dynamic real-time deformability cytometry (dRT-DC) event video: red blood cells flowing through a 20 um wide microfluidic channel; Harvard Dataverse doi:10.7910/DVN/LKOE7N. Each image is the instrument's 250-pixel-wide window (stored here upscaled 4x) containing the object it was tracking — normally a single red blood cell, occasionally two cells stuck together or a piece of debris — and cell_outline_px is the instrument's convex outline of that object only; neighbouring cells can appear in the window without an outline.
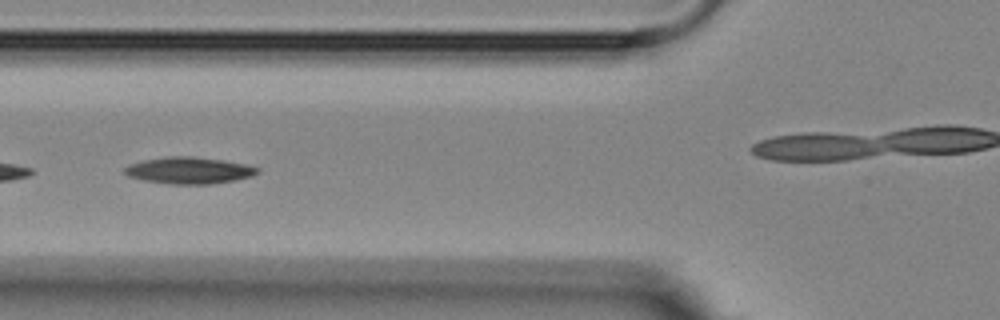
{"species": "Egyptian fruit bat (a non-hibernating species)", "species_latin": "Rousettus aegyptiacus", "temperature_condition": "room temperature", "stored_images_in_passage": 5, "camera_frame_rate_fps": 3000, "um_per_image_px": 0.085, "animal": {"sex": "female"}, "frame": {"image": 1, "passage_image": 3, "time_ms": 2.333, "image_size_px": [1000, 320], "cell_outline_px": [[260, 172], [252, 176], [236, 180], [212, 184], [172, 184], [144, 180], [128, 176], [124, 172], [124, 168], [128, 164], [144, 160], [164, 156], [192, 156], [224, 160], [244, 164], [260, 168]], "centroid_in_image_um": [16.08, 14.48], "position_along_channel_um": 109.7, "area_um2": 20.75}}